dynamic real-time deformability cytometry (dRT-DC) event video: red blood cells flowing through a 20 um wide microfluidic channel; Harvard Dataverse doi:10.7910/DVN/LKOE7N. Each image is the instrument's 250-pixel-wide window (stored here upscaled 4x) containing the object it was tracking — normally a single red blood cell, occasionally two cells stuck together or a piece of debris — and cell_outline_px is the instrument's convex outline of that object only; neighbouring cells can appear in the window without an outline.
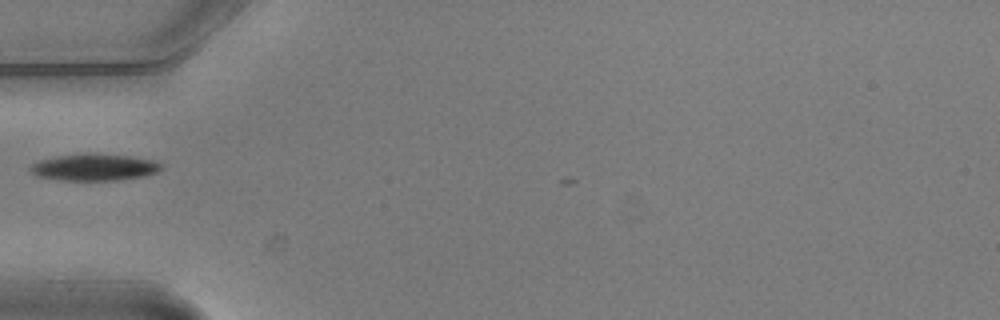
{"species": "common noctule bat (a hibernating species)", "species_latin": "Nyctalus noctula", "temperature_condition": "warm", "stored_images_in_passage": 4, "camera_frame_rate_fps": 3000, "um_per_image_px": 0.085, "animal": {"sex": "male", "body_mass_g": 20.5, "forearm_length_mm": 52.5}, "frame": {"image": 1, "passage_image": 3, "time_ms": 0.667, "image_size_px": [1000, 320], "cell_outline_px": [[164, 168], [156, 172], [144, 176], [116, 180], [64, 180], [36, 176], [28, 168], [32, 164], [40, 160], [56, 156], [88, 152], [92, 152], [132, 156], [152, 160], [164, 164]], "centroid_in_image_um": [8.04, 14.19], "position_along_channel_um": 77.0, "area_um2": 20.69}}